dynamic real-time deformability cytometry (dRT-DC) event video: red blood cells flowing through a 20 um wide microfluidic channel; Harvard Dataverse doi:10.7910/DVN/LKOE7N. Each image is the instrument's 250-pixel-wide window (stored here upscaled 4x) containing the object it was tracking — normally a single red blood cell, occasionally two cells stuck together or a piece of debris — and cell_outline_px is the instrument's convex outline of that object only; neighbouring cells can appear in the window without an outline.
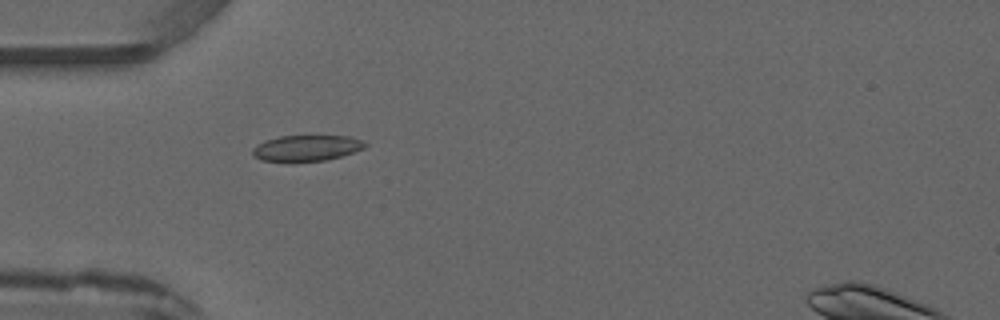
{"species": "common noctule bat (a hibernating species)", "species_latin": "Nyctalus noctula", "temperature_condition": "warm", "stored_images_in_passage": 2, "camera_frame_rate_fps": 3000, "um_per_image_px": 0.085, "animal": {"sex": "male", "forearm_length_mm": 52.5}, "frame": {"image": 1, "passage_image": 1, "time_ms": 0.0, "image_size_px": [1000, 320], "cell_outline_px": [[368, 144], [364, 148], [340, 156], [324, 160], [292, 164], [260, 160], [252, 152], [252, 148], [264, 140], [280, 136], [348, 136], [364, 140]], "centroid_in_image_um": [26.02, 12.61], "position_along_channel_um": 59.0, "area_um2": 17.46}}